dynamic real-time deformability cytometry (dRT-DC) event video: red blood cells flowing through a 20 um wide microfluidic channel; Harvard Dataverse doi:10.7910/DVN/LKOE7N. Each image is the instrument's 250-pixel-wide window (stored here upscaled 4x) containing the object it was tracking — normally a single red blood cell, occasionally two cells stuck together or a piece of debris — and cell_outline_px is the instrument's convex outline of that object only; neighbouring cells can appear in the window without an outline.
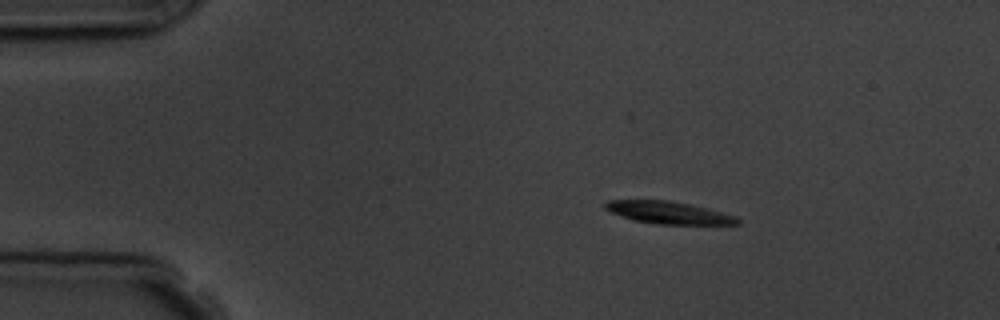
{"species": "common noctule bat (a hibernating species)", "species_latin": "Nyctalus noctula", "temperature_condition": "room temperature", "stored_images_in_passage": 4, "segment_of_instrument_passage": [1, 2], "camera_frame_rate_fps": 3000, "um_per_image_px": 0.085, "animal": {"sex": "male", "body_mass_g": 19.5, "forearm_length_mm": 54.6}, "frame": {"image": 1, "passage_image": 1, "time_ms": 0.0, "image_size_px": [1000, 320], "cell_outline_px": [[740, 224], [656, 224], [632, 220], [620, 216], [604, 208], [604, 200], [668, 200], [688, 204], [736, 216], [740, 220]], "centroid_in_image_um": [56.76, 18.07], "position_along_channel_um": 28.2, "area_um2": 17.05}}